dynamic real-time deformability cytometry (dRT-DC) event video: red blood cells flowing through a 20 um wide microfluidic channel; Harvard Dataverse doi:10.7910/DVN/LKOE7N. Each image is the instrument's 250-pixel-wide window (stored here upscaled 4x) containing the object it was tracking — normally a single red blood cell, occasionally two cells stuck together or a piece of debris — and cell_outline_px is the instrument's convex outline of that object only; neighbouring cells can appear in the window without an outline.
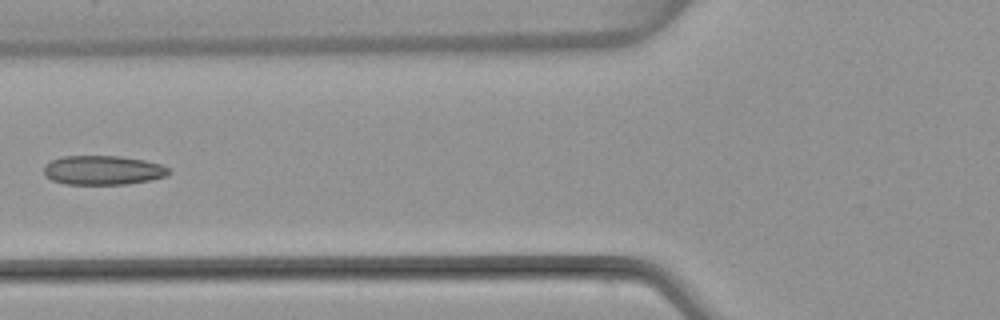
{"species": "common noctule bat (a hibernating species)", "species_latin": "Nyctalus noctula", "temperature_condition": "warm", "stored_images_in_passage": 8, "camera_frame_rate_fps": 3000, "um_per_image_px": 0.085, "animal": {"sex": "female", "body_mass_g": 22.7, "forearm_length_mm": 54.2}, "frame": {"image": 1, "passage_image": 5, "time_ms": 5.0, "image_size_px": [1000, 320], "cell_outline_px": [[172, 172], [168, 176], [152, 180], [128, 184], [68, 184], [52, 180], [44, 176], [44, 164], [52, 160], [64, 156], [120, 156], [144, 160], [160, 164], [172, 168]], "centroid_in_image_um": [8.8, 14.47], "position_along_channel_um": 117.0, "area_um2": 21.56}}
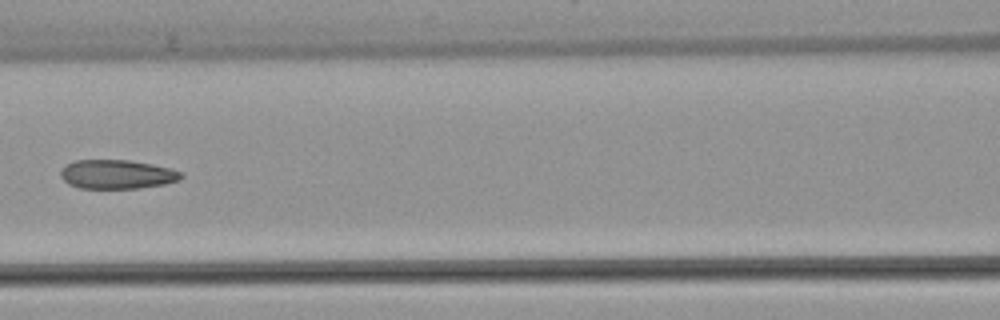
{"frame": {"image": 2, "passage_image": 6, "time_ms": 6.0, "image_size_px": [1000, 320], "cell_outline_px": [[184, 176], [180, 180], [164, 184], [140, 188], [80, 188], [68, 184], [60, 176], [60, 172], [68, 164], [76, 160], [128, 160], [152, 164], [172, 168], [180, 172]], "centroid_in_image_um": [9.97, 14.82], "position_along_channel_um": 156.6, "area_um2": 20.35}}